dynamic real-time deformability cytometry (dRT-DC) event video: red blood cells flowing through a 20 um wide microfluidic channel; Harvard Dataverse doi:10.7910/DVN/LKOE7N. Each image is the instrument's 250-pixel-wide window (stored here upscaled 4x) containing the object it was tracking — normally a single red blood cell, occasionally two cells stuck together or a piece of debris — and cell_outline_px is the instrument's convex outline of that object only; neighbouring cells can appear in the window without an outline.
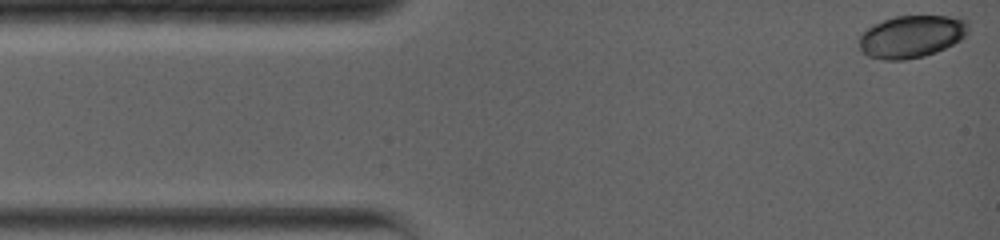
{"species": "common noctule bat (a hibernating species)", "species_latin": "Nyctalus noctula", "temperature_condition": "warm", "stored_images_in_passage": 16, "camera_frame_rate_fps": 5000, "um_per_image_px": 0.085, "animal": {"sex": "female", "body_mass_g": 19.0, "forearm_length_mm": 56.7}, "frame": {"image": 1, "passage_image": 1, "time_ms": 0.0, "image_size_px": [1000, 240], "cell_outline_px": [[968, 32], [960, 40], [936, 52], [924, 56], [904, 60], [884, 60], [868, 56], [860, 48], [856, 40], [868, 28], [884, 20], [896, 16], [964, 16], [968, 20]], "centroid_in_image_um": [77.51, 3.09], "position_along_channel_um": 7.5, "area_um2": 27.11}}
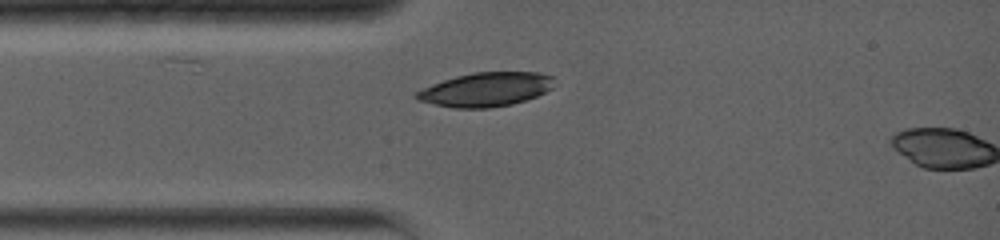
{"frame": {"image": 2, "passage_image": 15, "time_ms": 2.8, "image_size_px": [1000, 240], "cell_outline_px": [[552, 88], [536, 96], [512, 104], [488, 108], [452, 108], [416, 100], [412, 96], [416, 92], [432, 84], [456, 76], [476, 72], [540, 72], [552, 76]], "centroid_in_image_um": [41.26, 7.61], "position_along_channel_um": 43.7, "area_um2": 27.17}}